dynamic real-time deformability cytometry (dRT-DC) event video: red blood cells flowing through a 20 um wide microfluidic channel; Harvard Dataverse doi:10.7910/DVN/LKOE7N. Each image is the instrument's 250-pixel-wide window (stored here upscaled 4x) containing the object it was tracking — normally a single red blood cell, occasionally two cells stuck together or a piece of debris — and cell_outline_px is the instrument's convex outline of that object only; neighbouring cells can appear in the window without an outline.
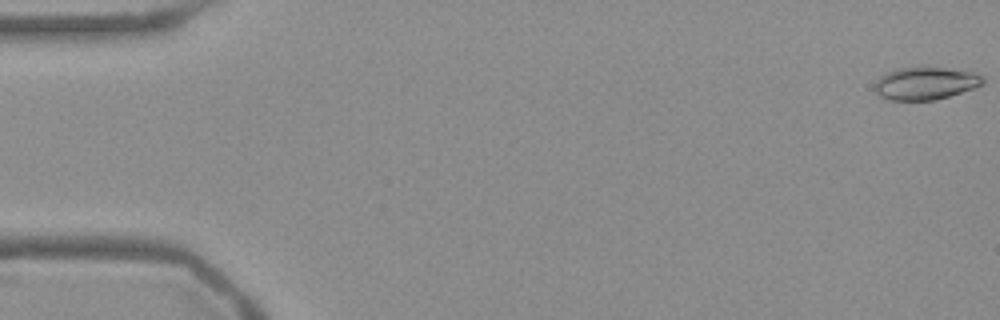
{"species": "Egyptian fruit bat (a non-hibernating species)", "species_latin": "Rousettus aegyptiacus", "temperature_condition": "warm", "stored_images_in_passage": 13, "camera_frame_rate_fps": 3000, "um_per_image_px": 0.085, "frame": {"image": 1, "passage_image": 1, "time_ms": 0.0, "image_size_px": [1000, 320], "cell_outline_px": [[984, 84], [948, 96], [932, 100], [888, 100], [880, 96], [872, 88], [876, 80], [880, 76], [888, 72], [900, 68], [944, 68], [968, 72], [984, 76]], "centroid_in_image_um": [78.6, 7.1], "position_along_channel_um": 6.4, "area_um2": 20.17}}